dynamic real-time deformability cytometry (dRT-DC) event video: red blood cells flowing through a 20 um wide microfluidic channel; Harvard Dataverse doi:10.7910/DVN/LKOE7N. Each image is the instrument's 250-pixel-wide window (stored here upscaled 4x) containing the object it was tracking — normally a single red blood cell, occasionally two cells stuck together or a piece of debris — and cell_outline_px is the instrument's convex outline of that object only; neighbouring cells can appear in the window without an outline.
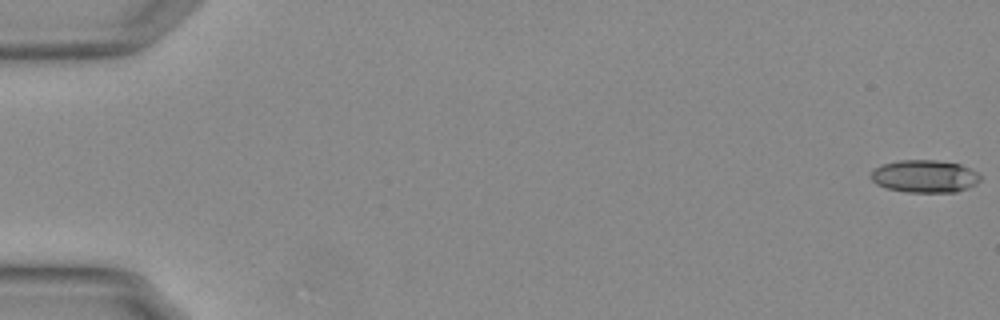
{"species": "Egyptian fruit bat (a non-hibernating species)", "species_latin": "Rousettus aegyptiacus", "temperature_condition": "warm", "stored_images_in_passage": 56, "camera_frame_rate_fps": 3000, "um_per_image_px": 0.085, "animal": {"sex": "female"}, "frame": {"image": 1, "passage_image": 1, "time_ms": 0.0, "image_size_px": [1000, 320], "cell_outline_px": [[980, 180], [976, 184], [968, 188], [956, 192], [908, 192], [888, 188], [876, 184], [868, 176], [880, 164], [896, 160], [936, 160], [960, 164], [976, 172], [980, 176]], "centroid_in_image_um": [78.57, 14.98], "position_along_channel_um": 6.4, "area_um2": 20.81}}
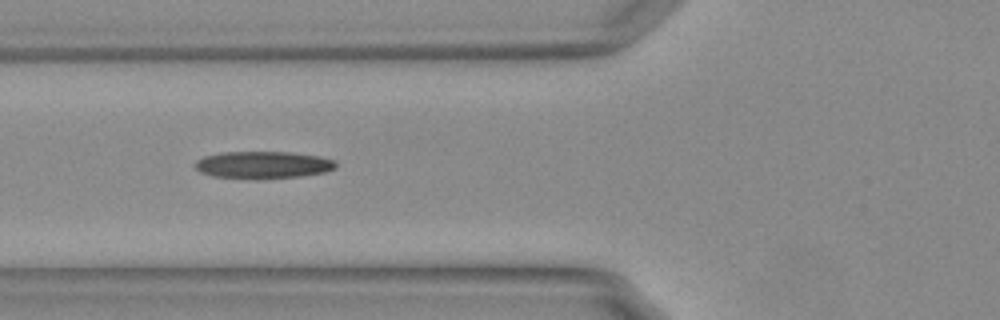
{"frame": {"image": 2, "passage_image": 22, "time_ms": 7.0, "image_size_px": [1000, 320], "cell_outline_px": [[336, 168], [324, 172], [300, 176], [260, 180], [248, 180], [212, 176], [200, 172], [196, 168], [196, 160], [204, 156], [224, 152], [292, 152], [320, 156], [332, 160], [336, 164]], "centroid_in_image_um": [22.33, 14.03], "position_along_channel_um": 103.5, "area_um2": 22.66}}
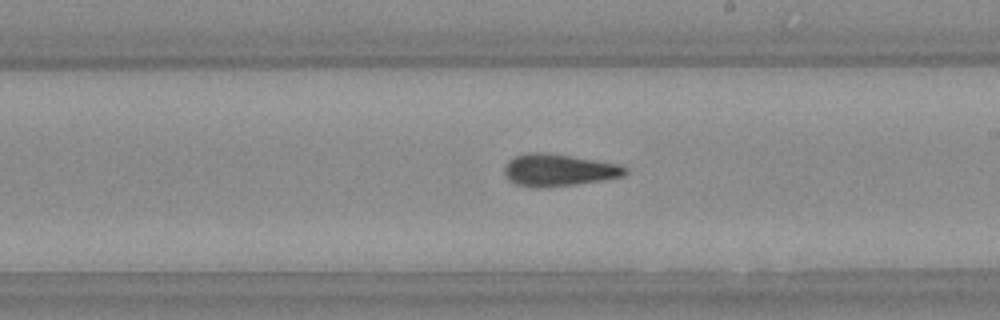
{"frame": {"image": 3, "passage_image": 33, "time_ms": 10.667, "image_size_px": [1000, 320], "cell_outline_px": [[628, 172], [624, 176], [576, 184], [544, 188], [532, 188], [516, 184], [508, 180], [504, 176], [504, 168], [508, 160], [516, 156], [532, 152], [540, 152], [568, 156], [616, 164], [628, 168]], "centroid_in_image_um": [47.42, 14.48], "position_along_channel_um": 241.6, "area_um2": 22.43}}